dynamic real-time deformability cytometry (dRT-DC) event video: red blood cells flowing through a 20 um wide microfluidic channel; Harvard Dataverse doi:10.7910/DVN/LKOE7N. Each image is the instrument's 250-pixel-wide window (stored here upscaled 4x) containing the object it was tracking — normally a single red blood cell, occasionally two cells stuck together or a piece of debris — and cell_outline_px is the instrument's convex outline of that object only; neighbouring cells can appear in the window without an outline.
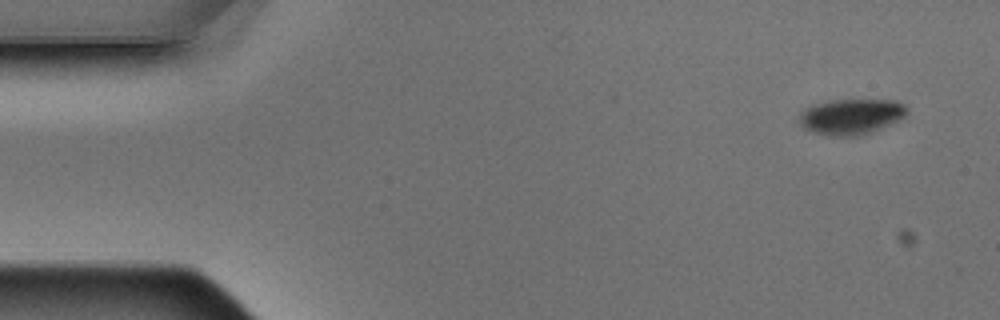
{"species": "Egyptian fruit bat (a non-hibernating species)", "species_latin": "Rousettus aegyptiacus", "temperature_condition": "warm", "stored_images_in_passage": 10, "camera_frame_rate_fps": 3000, "um_per_image_px": 0.085, "animal": {"sex": "male"}, "frame": {"image": 1, "passage_image": 1, "time_ms": 0.0, "image_size_px": [1000, 320], "cell_outline_px": [[908, 112], [900, 120], [880, 128], [856, 136], [832, 136], [816, 132], [804, 128], [800, 124], [800, 112], [804, 108], [812, 104], [828, 100], [896, 100], [904, 104], [908, 108]], "centroid_in_image_um": [72.35, 9.88], "position_along_channel_um": 12.7, "area_um2": 22.31}}
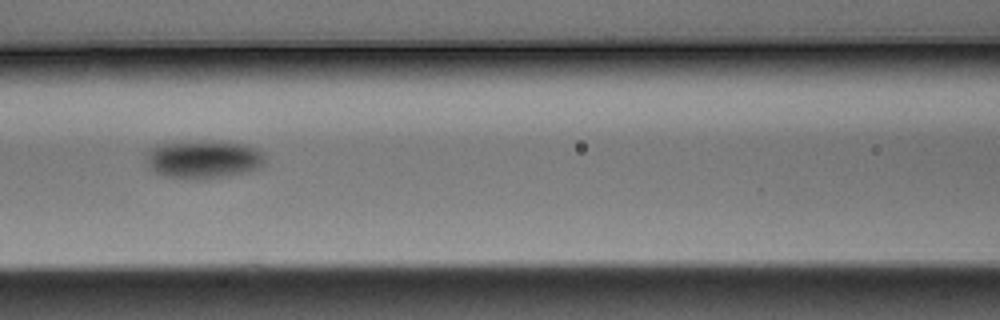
{"frame": {"image": 2, "passage_image": 6, "time_ms": 1.667, "image_size_px": [1000, 320], "cell_outline_px": [[264, 164], [260, 168], [248, 172], [228, 176], [200, 180], [164, 176], [148, 168], [148, 152], [152, 148], [160, 144], [212, 140], [244, 144], [256, 148], [264, 152]], "centroid_in_image_um": [17.36, 13.55], "position_along_channel_um": 149.2, "area_um2": 26.59}}
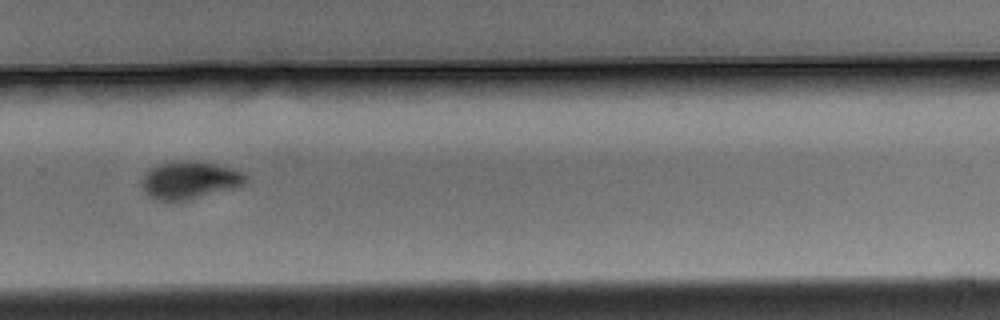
{"frame": {"image": 3, "passage_image": 10, "time_ms": 3.0, "image_size_px": [1000, 320], "cell_outline_px": [[248, 176], [244, 184], [232, 188], [188, 200], [156, 200], [148, 196], [144, 192], [140, 184], [140, 180], [144, 172], [160, 164], [176, 160], [196, 160], [216, 164], [232, 168], [244, 172]], "centroid_in_image_um": [16.08, 15.29], "position_along_channel_um": 313.7, "area_um2": 23.0}}